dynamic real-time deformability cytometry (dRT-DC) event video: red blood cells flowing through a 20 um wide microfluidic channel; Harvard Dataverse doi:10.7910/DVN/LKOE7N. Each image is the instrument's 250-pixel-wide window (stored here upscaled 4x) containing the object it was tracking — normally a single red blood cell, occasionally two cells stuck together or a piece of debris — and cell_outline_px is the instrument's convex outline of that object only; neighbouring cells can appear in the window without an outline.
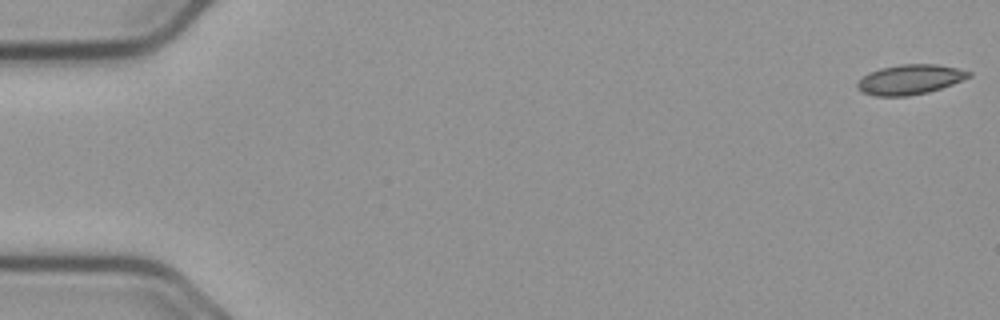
{"species": "common noctule bat (a hibernating species)", "species_latin": "Nyctalus noctula", "temperature_condition": "cold", "stored_images_in_passage": 55, "camera_frame_rate_fps": 3000, "um_per_image_px": 0.085, "animal": {"sex": "male", "body_mass_g": 23.1, "forearm_length_mm": 52.7}, "frame": {"image": 1, "passage_image": 1, "time_ms": 0.0, "image_size_px": [1000, 320], "cell_outline_px": [[972, 76], [952, 84], [928, 92], [908, 96], [876, 96], [860, 92], [856, 88], [856, 84], [868, 72], [880, 68], [900, 64], [936, 64], [956, 68], [972, 72]], "centroid_in_image_um": [77.32, 6.76], "position_along_channel_um": 7.7, "area_um2": 19.42}}
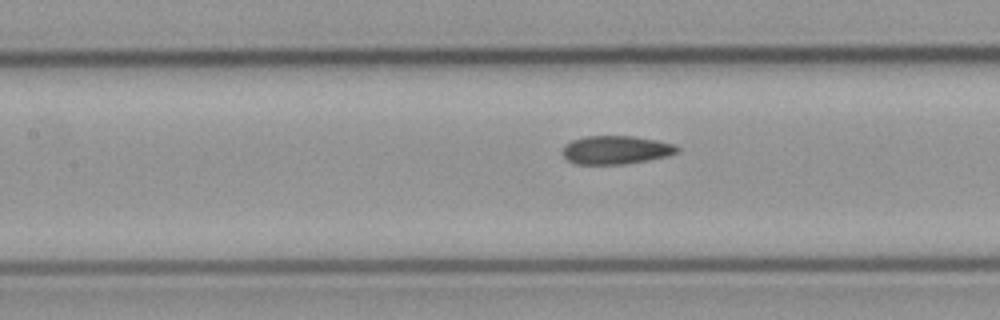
{"frame": {"image": 2, "passage_image": 25, "time_ms": 8.0, "image_size_px": [1000, 320], "cell_outline_px": [[680, 152], [668, 156], [628, 164], [576, 164], [568, 160], [560, 152], [564, 144], [572, 140], [584, 136], [632, 136], [656, 140], [676, 144], [680, 148]], "centroid_in_image_um": [52.36, 12.74], "position_along_channel_um": 155.0, "area_um2": 19.31}}
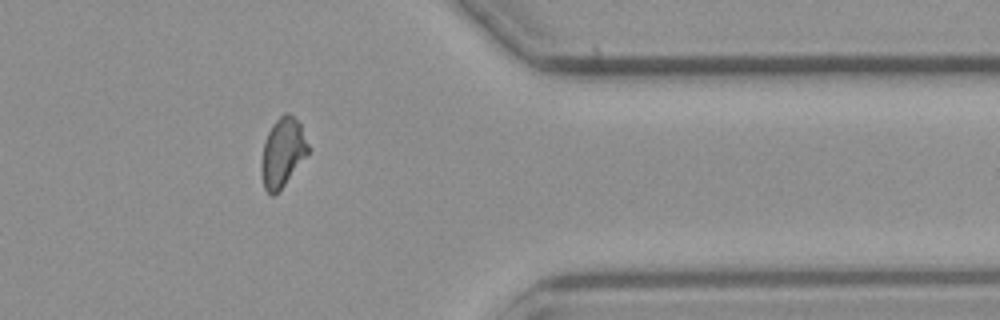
{"frame": {"image": 3, "passage_image": 45, "time_ms": 14.667, "image_size_px": [1000, 320], "cell_outline_px": [[308, 152], [284, 184], [272, 196], [264, 188], [260, 168], [260, 164], [264, 144], [268, 132], [272, 124], [284, 112], [288, 112], [300, 124], [308, 144]], "centroid_in_image_um": [23.99, 12.93], "position_along_channel_um": 387.4, "area_um2": 18.26}, "authors_computed_cell_mechanics": {"area_um2": 19.363, "velocity_mm_per_s": 3.7274, "shape_relaxation_time_tau1_ms": null, "shape_relaxation_time_tau2_ms": 1.894, "deformation_change_tau1": null, "deformation_change_tau2": 0.0705}}